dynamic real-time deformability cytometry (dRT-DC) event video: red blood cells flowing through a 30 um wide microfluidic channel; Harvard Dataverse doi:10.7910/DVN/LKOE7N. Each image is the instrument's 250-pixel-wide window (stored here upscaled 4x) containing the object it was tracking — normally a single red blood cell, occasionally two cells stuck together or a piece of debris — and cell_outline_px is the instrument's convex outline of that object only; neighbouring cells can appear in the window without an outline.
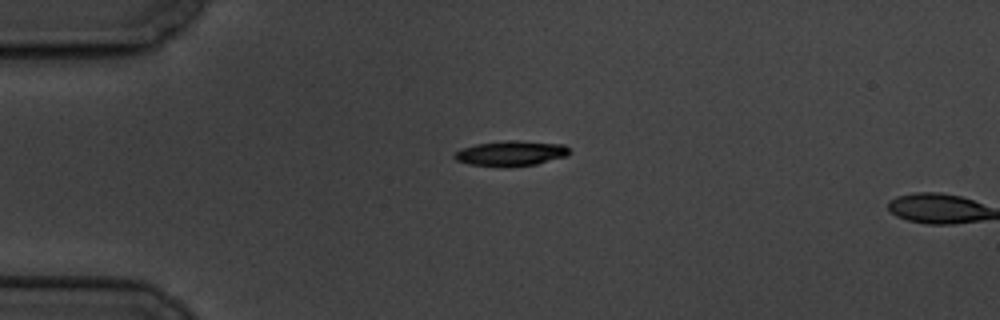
{"species": "common noctule bat (a hibernating species)", "species_latin": "Nyctalus noctula", "temperature_condition": "cold", "stored_images_in_passage": 2, "camera_frame_rate_fps": 3000, "um_per_image_px": 0.085, "animal": {"sex": "male", "body_mass_g": 19.5, "forearm_length_mm": 54.6}, "frame": {"image": 1, "passage_image": 1, "time_ms": 0.0, "image_size_px": [1000, 320], "cell_outline_px": [[568, 156], [536, 164], [472, 164], [456, 160], [452, 156], [460, 148], [476, 144], [508, 140], [516, 140], [564, 144], [568, 148]], "centroid_in_image_um": [43.45, 12.98], "position_along_channel_um": 41.5, "area_um2": 16.07}}